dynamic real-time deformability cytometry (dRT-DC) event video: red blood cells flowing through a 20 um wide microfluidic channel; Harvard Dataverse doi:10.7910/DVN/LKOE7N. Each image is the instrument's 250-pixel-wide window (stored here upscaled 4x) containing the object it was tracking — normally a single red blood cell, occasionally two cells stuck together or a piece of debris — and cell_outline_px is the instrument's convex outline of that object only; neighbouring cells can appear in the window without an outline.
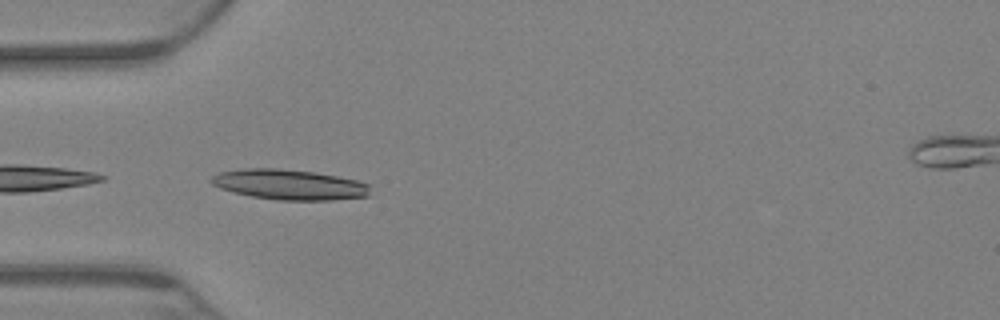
{"species": "Egyptian fruit bat (a non-hibernating species)", "species_latin": "Rousettus aegyptiacus", "temperature_condition": "warm", "stored_images_in_passage": 7, "camera_frame_rate_fps": 3000, "um_per_image_px": 0.085, "animal": {"sex": "female"}, "frame": {"image": 1, "passage_image": 2, "time_ms": 0.333, "image_size_px": [1000, 320], "cell_outline_px": [[368, 196], [332, 200], [276, 200], [252, 196], [232, 192], [220, 188], [212, 184], [208, 180], [212, 176], [220, 172], [244, 168], [280, 168], [312, 172], [336, 176], [356, 180], [368, 184]], "centroid_in_image_um": [24.53, 15.69], "position_along_channel_um": 60.5, "area_um2": 27.92}}
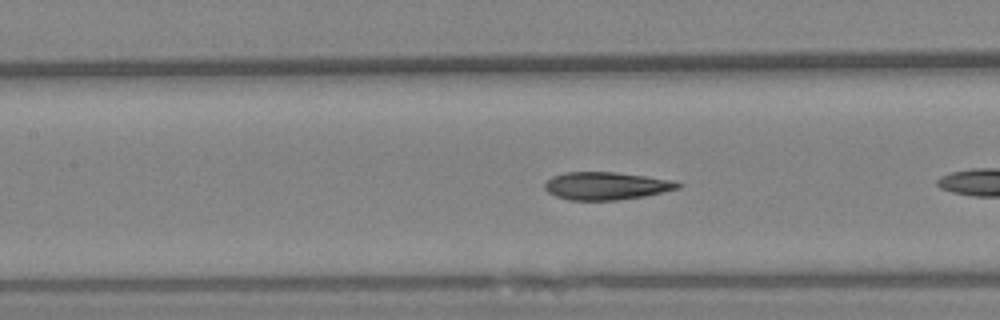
{"frame": {"image": 2, "passage_image": 6, "time_ms": 1.667, "image_size_px": [1000, 320], "cell_outline_px": [[684, 184], [680, 188], [664, 192], [644, 196], [616, 200], [568, 200], [556, 196], [548, 192], [544, 188], [544, 184], [552, 176], [564, 172], [616, 172], [672, 180]], "centroid_in_image_um": [51.53, 15.8], "position_along_channel_um": 155.9, "area_um2": 21.56}}